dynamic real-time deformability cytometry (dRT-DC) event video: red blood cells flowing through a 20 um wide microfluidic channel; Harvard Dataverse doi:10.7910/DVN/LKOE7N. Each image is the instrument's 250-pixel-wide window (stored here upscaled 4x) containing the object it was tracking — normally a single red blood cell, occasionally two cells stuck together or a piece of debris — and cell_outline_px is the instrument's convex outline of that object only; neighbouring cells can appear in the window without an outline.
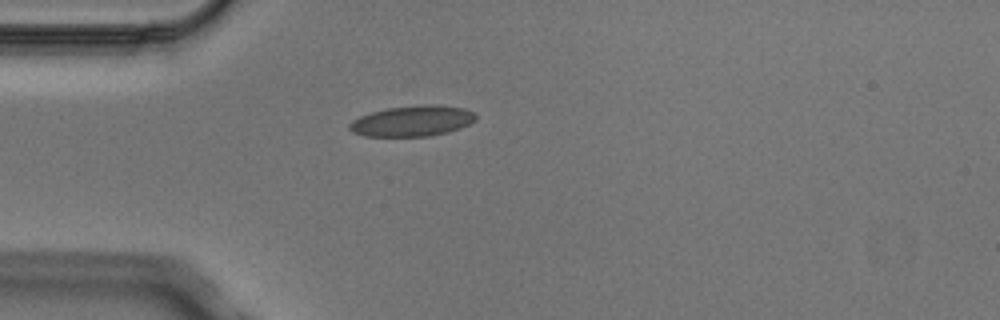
{"species": "Egyptian fruit bat (a non-hibernating species)", "species_latin": "Rousettus aegyptiacus", "temperature_condition": "cold", "stored_images_in_passage": 1, "camera_frame_rate_fps": 3000, "um_per_image_px": 0.085, "animal": {"sex": "male"}, "frame": {"image": 1, "passage_image": 1, "time_ms": 0.0, "image_size_px": [1000, 320], "cell_outline_px": [[476, 120], [460, 128], [448, 132], [428, 136], [364, 136], [352, 132], [348, 128], [348, 124], [352, 120], [360, 116], [372, 112], [388, 108], [428, 104], [432, 104], [464, 108], [472, 112], [476, 116]], "centroid_in_image_um": [35.02, 10.29], "position_along_channel_um": 50.0, "area_um2": 22.48}}